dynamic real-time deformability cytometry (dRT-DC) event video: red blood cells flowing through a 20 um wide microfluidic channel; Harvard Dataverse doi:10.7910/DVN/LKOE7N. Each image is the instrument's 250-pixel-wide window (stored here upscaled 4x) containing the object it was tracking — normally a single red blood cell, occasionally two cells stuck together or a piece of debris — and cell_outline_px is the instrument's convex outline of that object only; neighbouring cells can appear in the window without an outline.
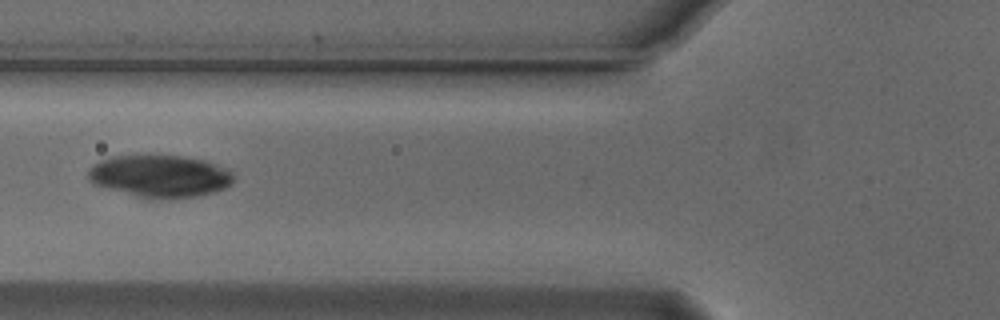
{"species": "Egyptian fruit bat (a non-hibernating species)", "species_latin": "Rousettus aegyptiacus", "temperature_condition": "cold", "stored_images_in_passage": 30, "camera_frame_rate_fps": 3000, "um_per_image_px": 0.085, "animal": {"sex": "male"}, "frame": {"image": 1, "passage_image": 5, "time_ms": 1.333, "image_size_px": [1000, 320], "cell_outline_px": [[236, 176], [232, 184], [216, 192], [200, 196], [172, 200], [168, 200], [136, 196], [92, 184], [88, 180], [88, 168], [100, 160], [112, 156], [180, 156], [204, 160], [216, 164], [232, 172]], "centroid_in_image_um": [13.62, 15.0], "position_along_channel_um": 112.2, "area_um2": 36.18}}
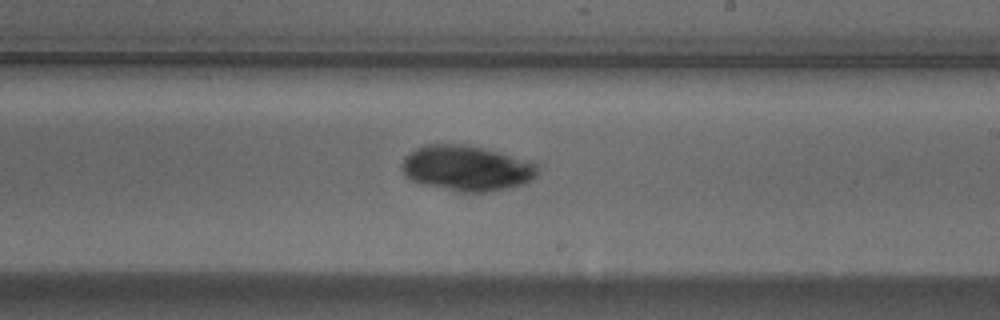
{"frame": {"image": 2, "passage_image": 16, "time_ms": 5.0, "image_size_px": [1000, 320], "cell_outline_px": [[540, 172], [532, 180], [524, 184], [508, 188], [484, 192], [456, 192], [424, 184], [412, 180], [404, 176], [400, 168], [400, 164], [404, 156], [416, 148], [428, 144], [460, 144], [480, 148], [532, 160], [540, 164]], "centroid_in_image_um": [39.69, 14.3], "position_along_channel_um": 249.3, "area_um2": 36.41}}
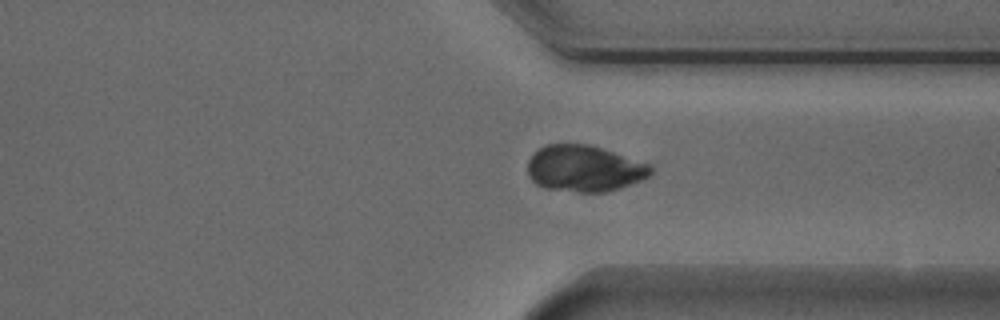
{"frame": {"image": 3, "passage_image": 25, "time_ms": 8.0, "image_size_px": [1000, 320], "cell_outline_px": [[652, 172], [648, 176], [640, 180], [620, 188], [608, 192], [576, 192], [544, 188], [536, 184], [528, 176], [528, 160], [532, 152], [548, 144], [588, 144], [652, 164]], "centroid_in_image_um": [49.65, 14.33], "position_along_channel_um": 361.7, "area_um2": 33.41}}